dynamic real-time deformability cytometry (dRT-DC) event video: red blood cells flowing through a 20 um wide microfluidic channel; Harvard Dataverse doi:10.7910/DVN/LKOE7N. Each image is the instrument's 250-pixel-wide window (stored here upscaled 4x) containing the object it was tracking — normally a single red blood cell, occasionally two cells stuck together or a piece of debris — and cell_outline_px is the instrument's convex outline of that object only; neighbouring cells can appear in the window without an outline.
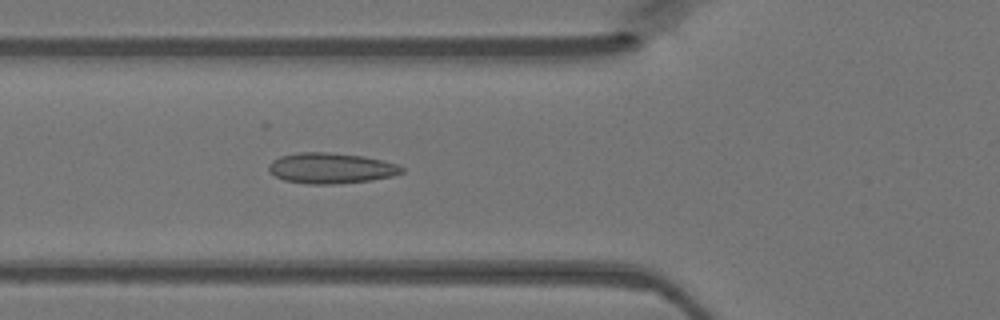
{"species": "Egyptian fruit bat (a non-hibernating species)", "species_latin": "Rousettus aegyptiacus", "temperature_condition": "warm", "stored_images_in_passage": 46, "camera_frame_rate_fps": 3000, "um_per_image_px": 0.085, "animal": {"sex": "female"}, "frame": {"image": 1, "passage_image": 16, "time_ms": 5.0, "image_size_px": [1000, 320], "cell_outline_px": [[404, 172], [392, 176], [372, 180], [332, 184], [308, 184], [284, 180], [276, 176], [268, 168], [268, 164], [272, 160], [280, 156], [300, 152], [328, 152], [364, 156], [384, 160], [400, 164], [404, 168]], "centroid_in_image_um": [28.17, 14.29], "position_along_channel_um": 97.6, "area_um2": 23.87}}
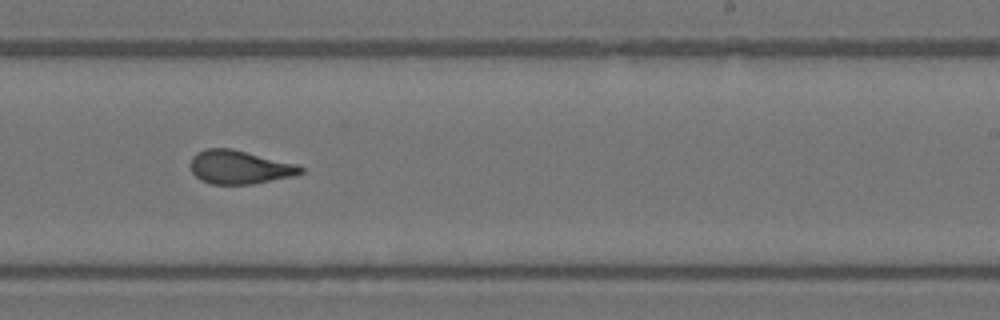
{"frame": {"image": 2, "passage_image": 28, "time_ms": 9.0, "image_size_px": [1000, 320], "cell_outline_px": [[304, 172], [296, 176], [252, 184], [212, 184], [200, 180], [192, 172], [192, 156], [196, 152], [208, 148], [232, 148], [296, 164], [304, 168]], "centroid_in_image_um": [20.39, 14.21], "position_along_channel_um": 268.6, "area_um2": 21.56}}
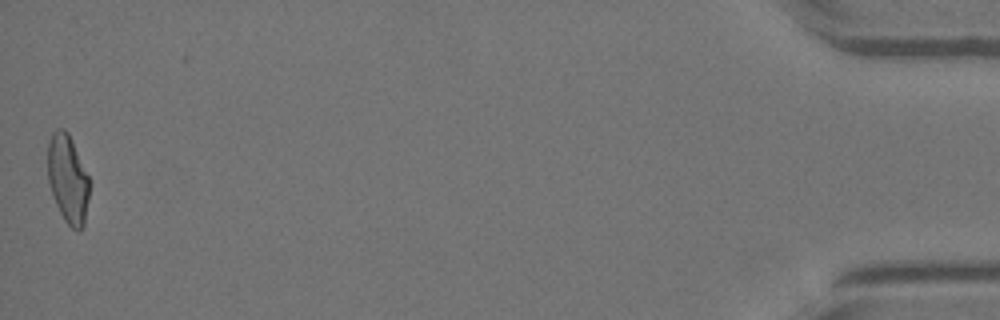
{"frame": {"image": 3, "passage_image": 46, "time_ms": 15.0, "image_size_px": [1000, 320], "cell_outline_px": [[88, 196], [84, 224], [80, 232], [76, 232], [64, 220], [56, 204], [48, 180], [48, 140], [52, 132], [56, 128], [64, 128], [68, 132], [72, 140], [88, 176]], "centroid_in_image_um": [5.75, 15.19], "position_along_channel_um": 429.5, "area_um2": 21.27}}